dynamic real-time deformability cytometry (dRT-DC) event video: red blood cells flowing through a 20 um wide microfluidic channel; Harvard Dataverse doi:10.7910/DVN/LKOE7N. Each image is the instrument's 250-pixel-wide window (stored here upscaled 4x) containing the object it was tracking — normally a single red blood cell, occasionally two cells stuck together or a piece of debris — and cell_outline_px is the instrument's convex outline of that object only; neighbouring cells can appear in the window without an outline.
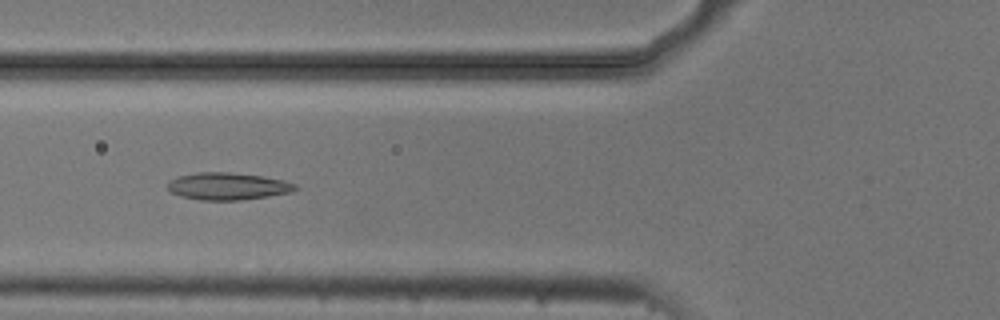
{"species": "common noctule bat (a hibernating species)", "species_latin": "Nyctalus noctula", "temperature_condition": "cold", "stored_images_in_passage": 26, "camera_frame_rate_fps": 3000, "um_per_image_px": 0.085, "animal": {"sex": "male", "body_mass_g": 20.5, "forearm_length_mm": 52.5}, "frame": {"image": 1, "passage_image": 20, "time_ms": 6.333, "image_size_px": [1000, 320], "cell_outline_px": [[300, 188], [292, 192], [268, 196], [240, 200], [200, 200], [180, 196], [172, 192], [168, 188], [168, 180], [176, 176], [196, 172], [228, 172], [264, 176], [284, 180], [296, 184]], "centroid_in_image_um": [19.37, 15.82], "position_along_channel_um": 106.4, "area_um2": 20.46}}
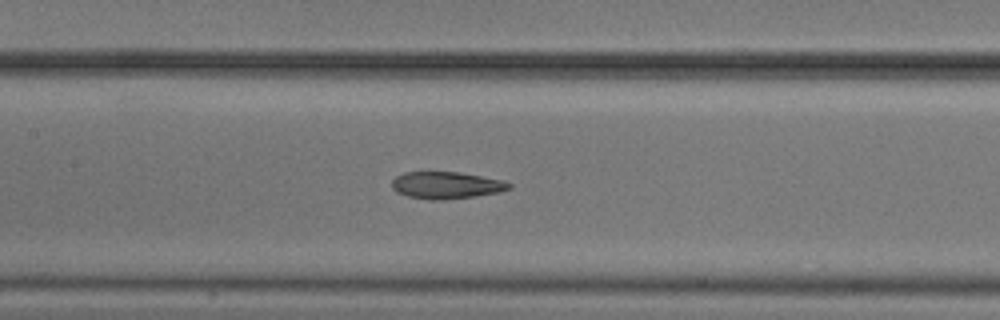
{"frame": {"image": 2, "passage_image": 25, "time_ms": 8.0, "image_size_px": [1000, 320], "cell_outline_px": [[512, 188], [500, 192], [476, 196], [444, 200], [428, 200], [408, 196], [396, 192], [392, 188], [392, 180], [396, 176], [404, 172], [460, 172], [504, 180], [512, 184]], "centroid_in_image_um": [37.96, 15.75], "position_along_channel_um": 169.4, "area_um2": 18.67}}